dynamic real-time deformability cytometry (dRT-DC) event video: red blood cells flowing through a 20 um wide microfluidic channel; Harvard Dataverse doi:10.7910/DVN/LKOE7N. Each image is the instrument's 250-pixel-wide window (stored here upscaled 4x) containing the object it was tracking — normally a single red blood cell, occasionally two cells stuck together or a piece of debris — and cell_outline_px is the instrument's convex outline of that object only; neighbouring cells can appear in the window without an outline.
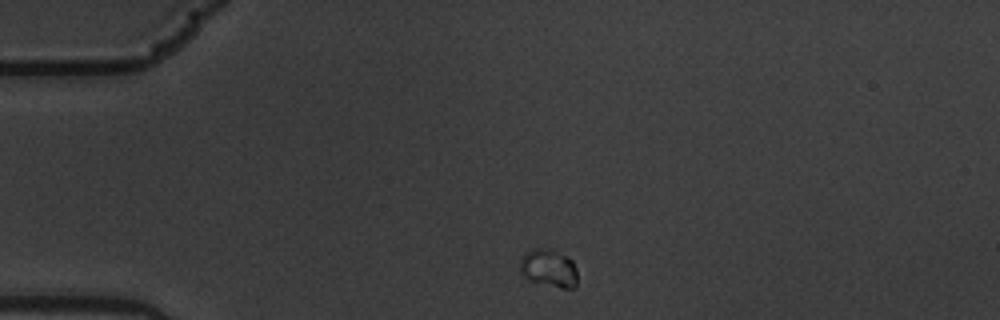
{"species": "common noctule bat (a hibernating species)", "species_latin": "Nyctalus noctula", "temperature_condition": "warm", "stored_images_in_passage": 47, "camera_frame_rate_fps": 3000, "um_per_image_px": 0.085, "animal": {"sex": "male", "body_mass_g": 19.5, "forearm_length_mm": 54.6}, "frame": {"image": 1, "passage_image": 1, "time_ms": 0.0, "image_size_px": [1000, 320], "cell_outline_px": [[576, 288], [564, 288], [528, 280], [524, 276], [520, 268], [520, 260], [528, 252], [536, 248], [548, 248], [572, 260], [576, 268]], "centroid_in_image_um": [46.66, 22.81], "position_along_channel_um": 38.3, "area_um2": 12.31}}
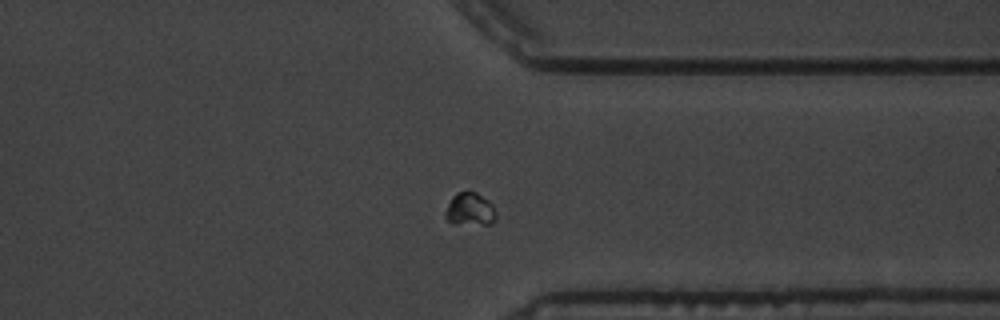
{"frame": {"image": 2, "passage_image": 34, "time_ms": 11.0, "image_size_px": [1000, 320], "cell_outline_px": [[496, 220], [492, 224], [456, 224], [448, 220], [444, 216], [444, 212], [452, 196], [456, 192], [468, 188], [476, 192], [488, 200], [492, 204], [496, 212]], "centroid_in_image_um": [39.94, 17.75], "position_along_channel_um": 371.5, "area_um2": 10.12}}
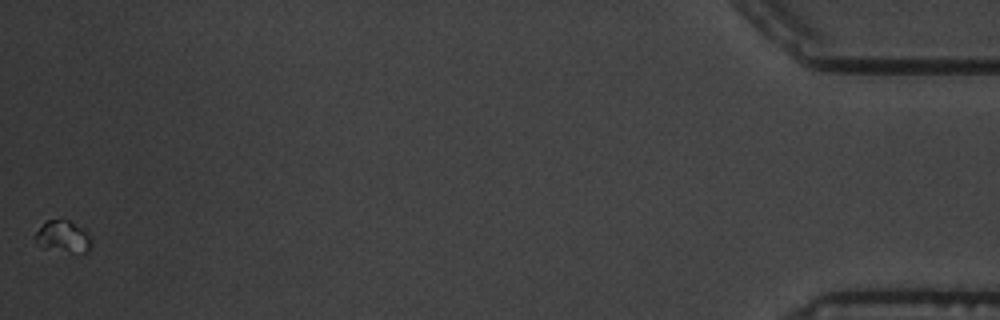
{"frame": {"image": 3, "passage_image": 47, "time_ms": 15.333, "image_size_px": [1000, 320], "cell_outline_px": [[92, 240], [88, 252], [72, 252], [40, 248], [32, 236], [48, 220], [68, 220], [88, 232]], "centroid_in_image_um": [5.34, 20.13], "position_along_channel_um": 429.9, "area_um2": 10.4}}